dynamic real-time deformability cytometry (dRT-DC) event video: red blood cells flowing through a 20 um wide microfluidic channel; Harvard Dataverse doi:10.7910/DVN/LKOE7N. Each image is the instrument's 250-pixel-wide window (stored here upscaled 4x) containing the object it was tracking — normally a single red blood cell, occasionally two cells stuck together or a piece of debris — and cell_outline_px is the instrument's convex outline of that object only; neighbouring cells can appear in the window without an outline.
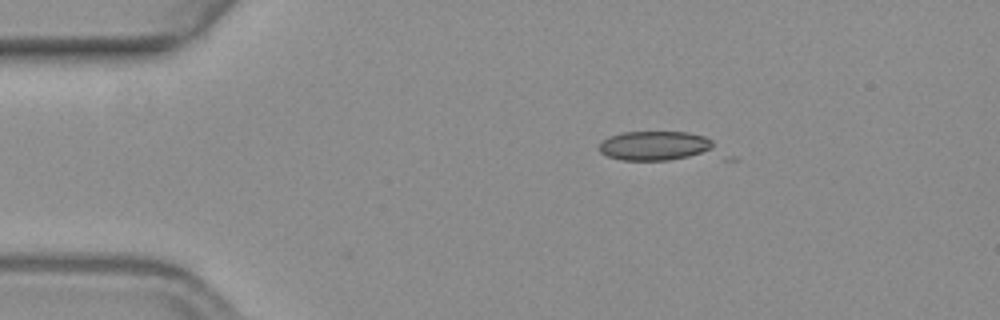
{"species": "common noctule bat (a hibernating species)", "species_latin": "Nyctalus noctula", "temperature_condition": "warm", "stored_images_in_passage": 12, "camera_frame_rate_fps": 3000, "um_per_image_px": 0.085, "animal": {"sex": "female", "body_mass_g": 19.3, "forearm_length_mm": 54.1}, "frame": {"image": 1, "passage_image": 1, "time_ms": 0.0, "image_size_px": [1000, 320], "cell_outline_px": [[712, 148], [688, 156], [668, 160], [624, 160], [608, 156], [600, 152], [596, 148], [608, 136], [620, 132], [688, 132], [704, 136], [712, 140]], "centroid_in_image_um": [55.56, 12.37], "position_along_channel_um": 29.4, "area_um2": 19.31}}
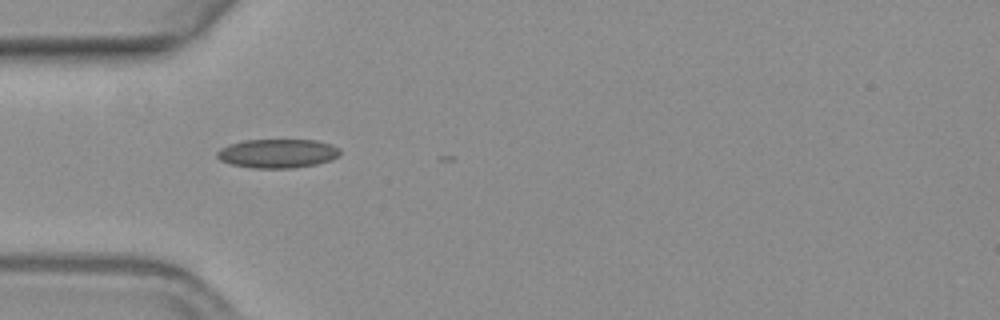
{"frame": {"image": 2, "passage_image": 8, "time_ms": 2.333, "image_size_px": [1000, 320], "cell_outline_px": [[340, 156], [316, 164], [292, 168], [252, 168], [232, 164], [220, 160], [216, 156], [216, 152], [220, 148], [228, 144], [244, 140], [316, 140], [332, 144], [340, 148]], "centroid_in_image_um": [23.58, 13.03], "position_along_channel_um": 61.4, "area_um2": 20.81}}
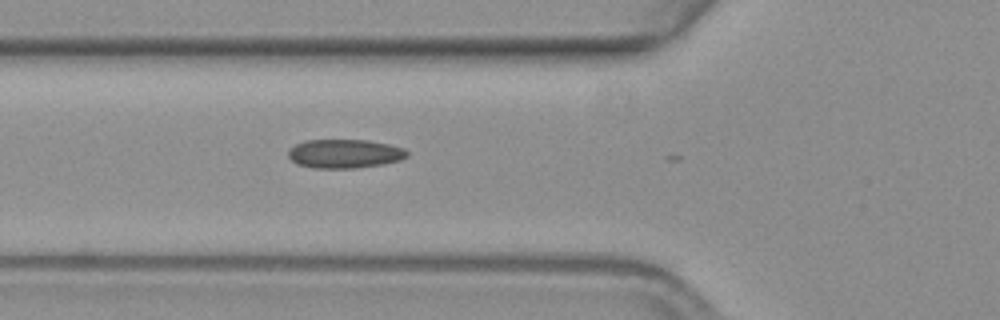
{"frame": {"image": 3, "passage_image": 11, "time_ms": 3.333, "image_size_px": [1000, 320], "cell_outline_px": [[408, 156], [400, 160], [384, 164], [356, 168], [312, 168], [296, 164], [288, 156], [288, 148], [304, 140], [368, 140], [388, 144], [404, 148], [408, 152]], "centroid_in_image_um": [29.27, 13.06], "position_along_channel_um": 96.5, "area_um2": 20.17}}